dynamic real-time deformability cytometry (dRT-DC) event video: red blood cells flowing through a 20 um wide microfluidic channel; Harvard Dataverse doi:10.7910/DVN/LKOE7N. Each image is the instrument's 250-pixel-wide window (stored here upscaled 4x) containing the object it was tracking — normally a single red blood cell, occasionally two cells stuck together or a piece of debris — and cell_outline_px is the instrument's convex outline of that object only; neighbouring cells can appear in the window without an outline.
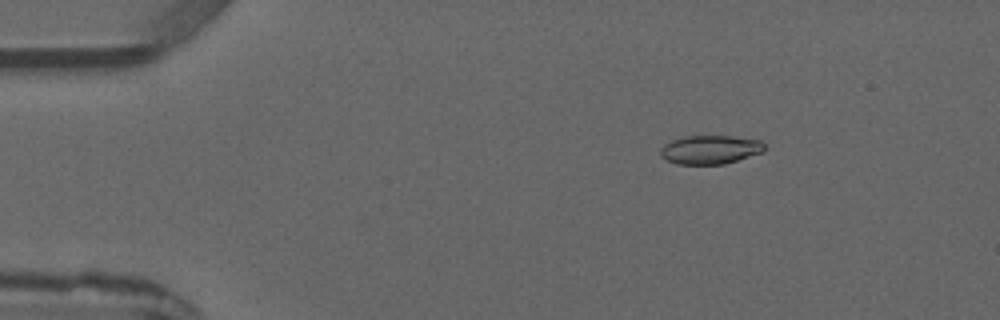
{"species": "common noctule bat (a hibernating species)", "species_latin": "Nyctalus noctula", "temperature_condition": "warm", "stored_images_in_passage": 6, "camera_frame_rate_fps": 3000, "um_per_image_px": 0.085, "animal": {"sex": "male", "forearm_length_mm": 52.5}, "frame": {"image": 1, "passage_image": 2, "time_ms": 2.0, "image_size_px": [1000, 320], "cell_outline_px": [[764, 152], [724, 164], [676, 164], [660, 156], [660, 148], [664, 144], [672, 140], [684, 136], [732, 136], [760, 140], [764, 144]], "centroid_in_image_um": [60.36, 12.72], "position_along_channel_um": 24.6, "area_um2": 17.46}}
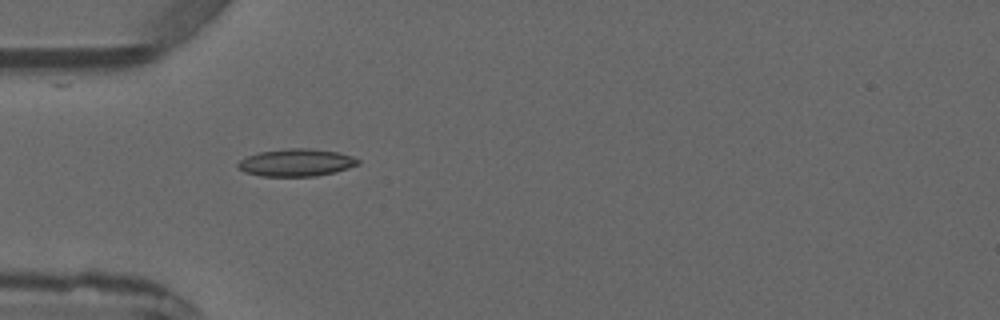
{"frame": {"image": 2, "passage_image": 4, "time_ms": 4.333, "image_size_px": [1000, 320], "cell_outline_px": [[360, 164], [336, 172], [316, 176], [260, 176], [244, 172], [236, 164], [240, 160], [248, 156], [260, 152], [288, 148], [308, 148], [336, 152], [352, 156], [360, 160]], "centroid_in_image_um": [25.2, 13.82], "position_along_channel_um": 59.8, "area_um2": 19.13}}
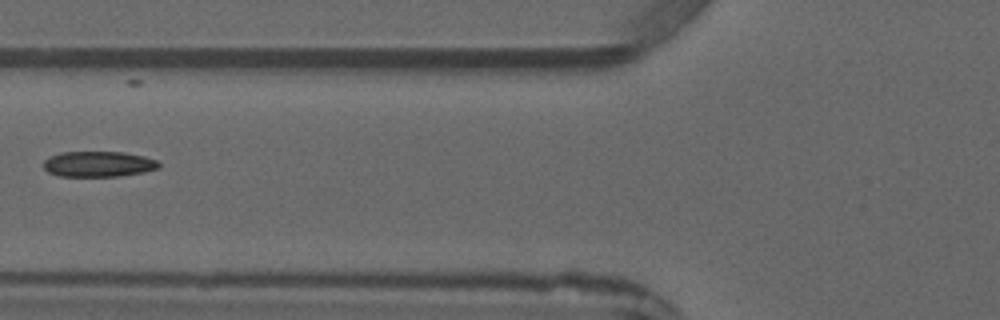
{"frame": {"image": 3, "passage_image": 5, "time_ms": 5.667, "image_size_px": [1000, 320], "cell_outline_px": [[160, 168], [144, 172], [120, 176], [60, 176], [48, 172], [44, 168], [44, 160], [48, 156], [60, 152], [124, 152], [144, 156], [156, 160], [160, 164]], "centroid_in_image_um": [8.37, 13.94], "position_along_channel_um": 117.4, "area_um2": 17.28}}